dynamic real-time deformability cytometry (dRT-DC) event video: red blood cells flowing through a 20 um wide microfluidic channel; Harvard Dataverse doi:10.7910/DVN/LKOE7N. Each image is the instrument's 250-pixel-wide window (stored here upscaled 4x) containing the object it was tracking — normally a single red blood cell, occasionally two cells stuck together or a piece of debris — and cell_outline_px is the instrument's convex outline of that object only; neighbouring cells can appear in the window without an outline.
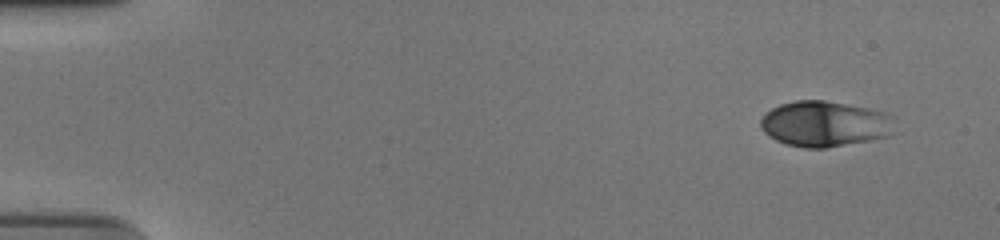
{"species": "human", "species_latin": "Homo sapiens", "temperature_condition": "cold", "stored_images_in_passage": 52, "camera_frame_rate_fps": 3000, "um_per_image_px": 0.085, "donor": {"sex": "male"}, "frame": {"image": 1, "passage_image": 1, "time_ms": 0.0, "image_size_px": [1000, 240], "cell_outline_px": [[892, 116], [888, 136], [872, 140], [824, 148], [804, 148], [784, 144], [768, 136], [764, 132], [760, 124], [760, 120], [772, 108], [780, 104], [796, 100], [824, 100], [888, 112]], "centroid_in_image_um": [70.06, 10.53], "position_along_channel_um": 14.9, "area_um2": 35.43}}
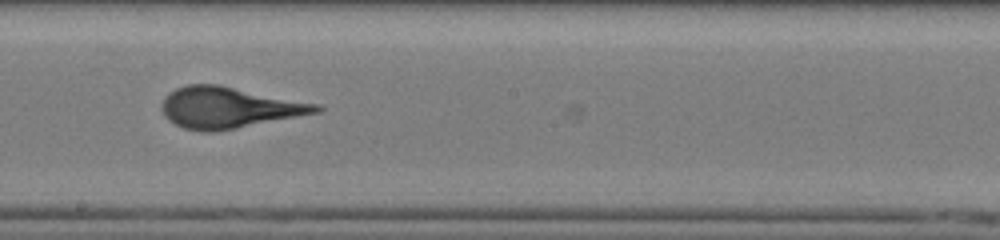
{"frame": {"image": 2, "passage_image": 29, "time_ms": 9.333, "image_size_px": [1000, 240], "cell_outline_px": [[324, 108], [320, 112], [236, 128], [212, 132], [204, 132], [184, 128], [168, 120], [164, 116], [160, 108], [160, 104], [164, 96], [168, 92], [176, 88], [188, 84], [216, 84], [320, 104]], "centroid_in_image_um": [19.41, 9.14], "position_along_channel_um": 228.8, "area_um2": 36.99}}
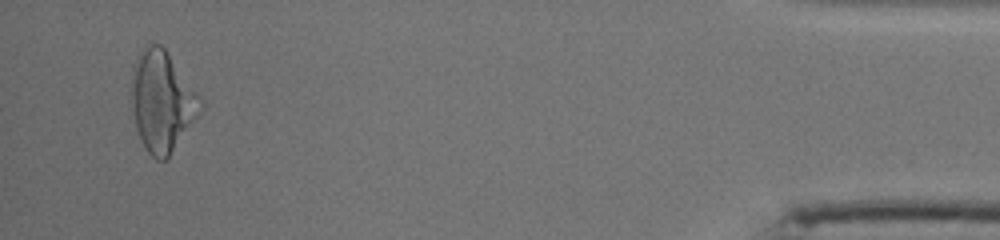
{"frame": {"image": 3, "passage_image": 50, "time_ms": 16.333, "image_size_px": [1000, 240], "cell_outline_px": [[204, 108], [168, 156], [164, 160], [156, 160], [144, 148], [136, 128], [132, 108], [132, 68], [136, 60], [144, 48], [148, 44], [160, 44], [164, 48], [204, 100]], "centroid_in_image_um": [13.79, 8.62], "position_along_channel_um": 421.4, "area_um2": 40.06}}